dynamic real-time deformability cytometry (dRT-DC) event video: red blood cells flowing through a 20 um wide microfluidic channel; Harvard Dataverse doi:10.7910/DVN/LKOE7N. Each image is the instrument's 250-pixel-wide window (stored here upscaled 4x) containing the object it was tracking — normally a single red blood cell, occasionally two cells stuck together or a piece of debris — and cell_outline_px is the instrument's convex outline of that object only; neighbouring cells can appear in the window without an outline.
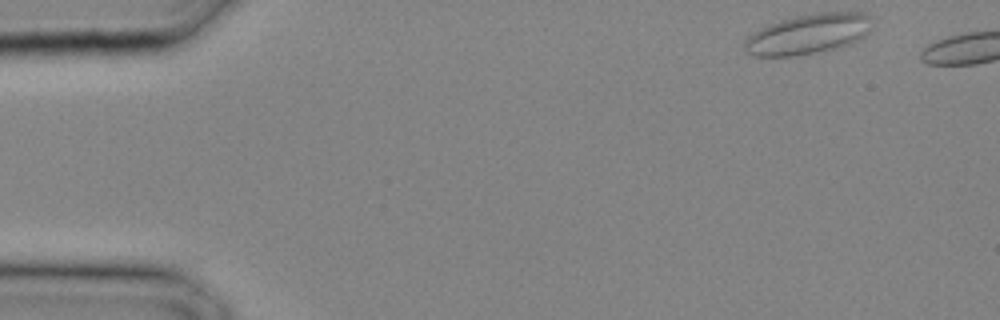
{"species": "common noctule bat (a hibernating species)", "species_latin": "Nyctalus noctula", "temperature_condition": "cold", "stored_images_in_passage": 3, "camera_frame_rate_fps": 3000, "um_per_image_px": 0.085, "animal": {"sex": "male", "body_mass_g": 20.4}, "frame": {"image": 1, "passage_image": 1, "time_ms": 0.0, "image_size_px": [1000, 320], "cell_outline_px": [[872, 28], [864, 36], [848, 44], [836, 48], [820, 52], [800, 56], [752, 56], [744, 52], [744, 40], [748, 36], [760, 28], [780, 20], [796, 16], [820, 12], [864, 12], [872, 16]], "centroid_in_image_um": [68.69, 2.9], "position_along_channel_um": 16.3, "area_um2": 30.11}}